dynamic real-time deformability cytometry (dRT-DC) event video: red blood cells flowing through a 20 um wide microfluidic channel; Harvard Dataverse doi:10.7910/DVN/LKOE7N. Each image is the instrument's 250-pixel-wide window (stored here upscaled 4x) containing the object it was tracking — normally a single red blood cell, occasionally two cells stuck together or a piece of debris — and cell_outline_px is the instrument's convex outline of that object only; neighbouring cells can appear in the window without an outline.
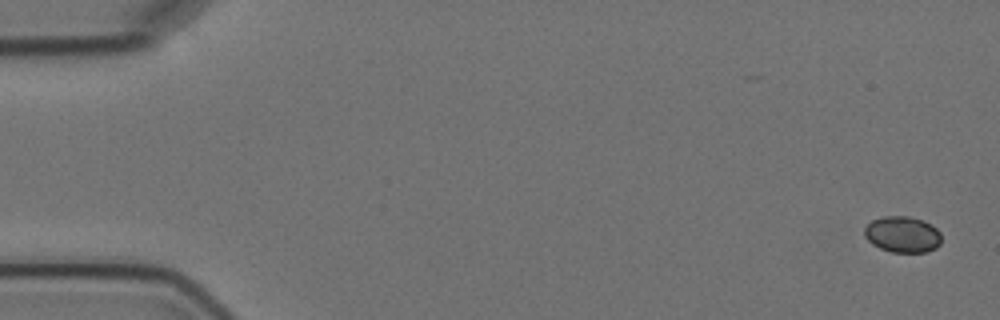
{"species": "Egyptian fruit bat (a non-hibernating species)", "species_latin": "Rousettus aegyptiacus", "temperature_condition": "cold", "stored_images_in_passage": 5, "camera_frame_rate_fps": 3000, "um_per_image_px": 0.085, "animal": {"sex": "female"}, "frame": {"image": 1, "passage_image": 1, "time_ms": 0.0, "image_size_px": [1000, 320], "cell_outline_px": [[940, 244], [936, 248], [928, 252], [892, 252], [880, 248], [872, 244], [864, 236], [864, 228], [872, 220], [884, 216], [908, 216], [932, 224], [940, 232]], "centroid_in_image_um": [76.71, 19.93], "position_along_channel_um": 8.3, "area_um2": 16.24}}
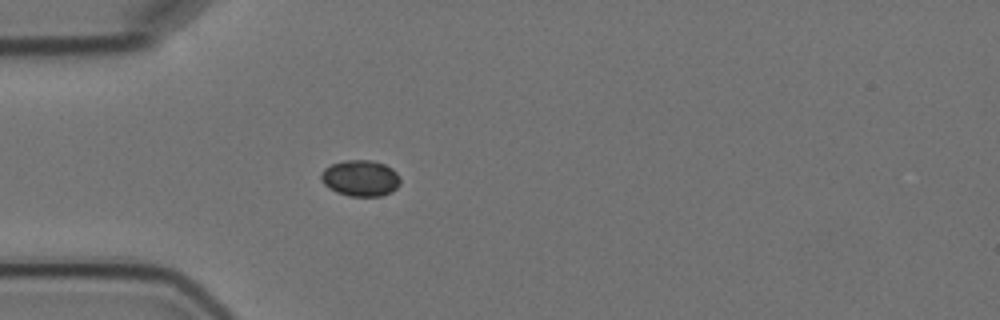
{"frame": {"image": 2, "passage_image": 5, "time_ms": 5.0, "image_size_px": [1000, 320], "cell_outline_px": [[400, 184], [392, 192], [380, 196], [348, 196], [336, 192], [328, 188], [320, 180], [320, 176], [324, 168], [332, 164], [344, 160], [372, 160], [384, 164], [392, 168], [396, 172], [400, 180]], "centroid_in_image_um": [30.62, 15.15], "position_along_channel_um": 54.4, "area_um2": 16.82}}